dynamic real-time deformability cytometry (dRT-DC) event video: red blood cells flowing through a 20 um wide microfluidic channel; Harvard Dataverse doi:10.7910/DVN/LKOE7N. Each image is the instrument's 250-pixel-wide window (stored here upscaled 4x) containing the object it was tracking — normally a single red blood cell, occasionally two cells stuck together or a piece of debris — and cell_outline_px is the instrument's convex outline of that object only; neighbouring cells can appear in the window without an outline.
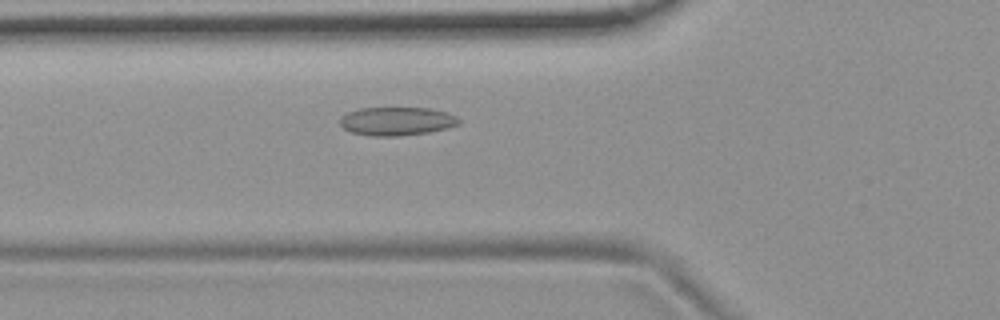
{"species": "common noctule bat (a hibernating species)", "species_latin": "Nyctalus noctula", "temperature_condition": "room temperature", "stored_images_in_passage": 35, "camera_frame_rate_fps": 3000, "um_per_image_px": 0.085, "animal": {"sex": "female", "body_mass_g": 19.9}, "frame": {"image": 1, "passage_image": 3, "time_ms": 0.667, "image_size_px": [1000, 320], "cell_outline_px": [[460, 124], [448, 128], [428, 132], [400, 136], [372, 136], [352, 132], [344, 128], [340, 124], [340, 116], [348, 112], [360, 108], [428, 108], [448, 112], [456, 116], [460, 120]], "centroid_in_image_um": [33.74, 10.3], "position_along_channel_um": 92.1, "area_um2": 19.77}}
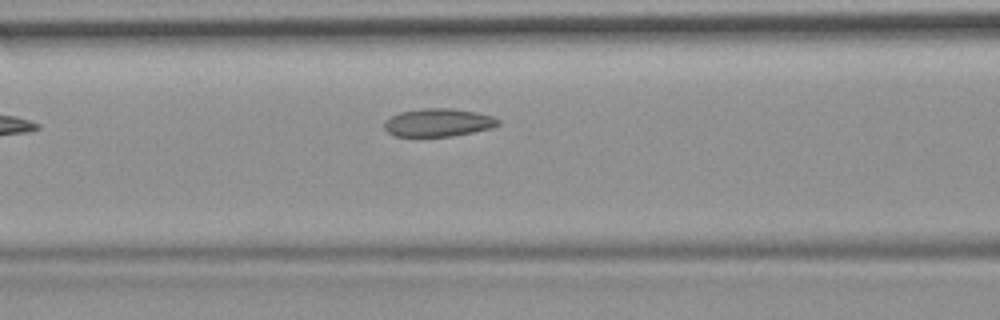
{"frame": {"image": 2, "passage_image": 6, "time_ms": 1.667, "image_size_px": [1000, 320], "cell_outline_px": [[500, 124], [492, 128], [452, 136], [396, 136], [388, 132], [384, 128], [384, 120], [400, 112], [424, 108], [452, 108], [476, 112], [492, 116], [500, 120]], "centroid_in_image_um": [37.25, 10.41], "position_along_channel_um": 129.3, "area_um2": 18.55}}
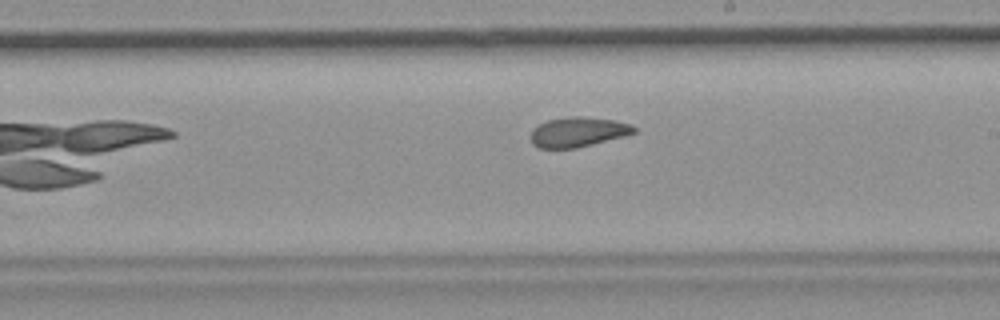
{"frame": {"image": 3, "passage_image": 15, "time_ms": 4.667, "image_size_px": [1000, 320], "cell_outline_px": [[636, 132], [624, 136], [576, 148], [540, 148], [532, 144], [528, 136], [532, 128], [548, 120], [568, 116], [580, 116], [616, 120], [632, 124], [636, 128]], "centroid_in_image_um": [49.1, 11.21], "position_along_channel_um": 239.9, "area_um2": 18.15}, "authors_computed_cell_mechanics": {"area_um2": 18.6694, "velocity_mm_per_s": 3.7065, "shape_relaxation_time_tau1_ms": null, "shape_relaxation_time_tau2_ms": 1.9958, "deformation_change_tau1": null, "deformation_change_tau2": 0.07}}